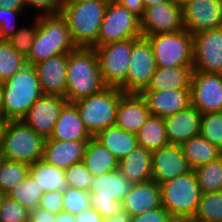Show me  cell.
<instances>
[{"instance_id": "cell-43", "label": "cell", "mask_w": 222, "mask_h": 222, "mask_svg": "<svg viewBox=\"0 0 222 222\" xmlns=\"http://www.w3.org/2000/svg\"><path fill=\"white\" fill-rule=\"evenodd\" d=\"M25 10H13L0 7V40H8L20 28L17 25L18 17H23Z\"/></svg>"}, {"instance_id": "cell-28", "label": "cell", "mask_w": 222, "mask_h": 222, "mask_svg": "<svg viewBox=\"0 0 222 222\" xmlns=\"http://www.w3.org/2000/svg\"><path fill=\"white\" fill-rule=\"evenodd\" d=\"M83 162L93 177L119 169V160L94 137L87 143Z\"/></svg>"}, {"instance_id": "cell-18", "label": "cell", "mask_w": 222, "mask_h": 222, "mask_svg": "<svg viewBox=\"0 0 222 222\" xmlns=\"http://www.w3.org/2000/svg\"><path fill=\"white\" fill-rule=\"evenodd\" d=\"M151 168L152 180L158 184L192 170L179 144H168L152 151Z\"/></svg>"}, {"instance_id": "cell-11", "label": "cell", "mask_w": 222, "mask_h": 222, "mask_svg": "<svg viewBox=\"0 0 222 222\" xmlns=\"http://www.w3.org/2000/svg\"><path fill=\"white\" fill-rule=\"evenodd\" d=\"M157 69L150 42L145 37L133 38L126 80L118 87L123 93L141 94Z\"/></svg>"}, {"instance_id": "cell-53", "label": "cell", "mask_w": 222, "mask_h": 222, "mask_svg": "<svg viewBox=\"0 0 222 222\" xmlns=\"http://www.w3.org/2000/svg\"><path fill=\"white\" fill-rule=\"evenodd\" d=\"M7 123H8L7 119L0 117V147L2 146L3 143V137Z\"/></svg>"}, {"instance_id": "cell-51", "label": "cell", "mask_w": 222, "mask_h": 222, "mask_svg": "<svg viewBox=\"0 0 222 222\" xmlns=\"http://www.w3.org/2000/svg\"><path fill=\"white\" fill-rule=\"evenodd\" d=\"M131 216L125 211H120L114 216L104 218L102 222H130Z\"/></svg>"}, {"instance_id": "cell-17", "label": "cell", "mask_w": 222, "mask_h": 222, "mask_svg": "<svg viewBox=\"0 0 222 222\" xmlns=\"http://www.w3.org/2000/svg\"><path fill=\"white\" fill-rule=\"evenodd\" d=\"M67 102L65 96L43 94L22 120L37 134L47 139L51 136L61 110Z\"/></svg>"}, {"instance_id": "cell-44", "label": "cell", "mask_w": 222, "mask_h": 222, "mask_svg": "<svg viewBox=\"0 0 222 222\" xmlns=\"http://www.w3.org/2000/svg\"><path fill=\"white\" fill-rule=\"evenodd\" d=\"M25 7L27 11L28 9H34L35 13L37 10V14L34 13L35 16H44V15H55L60 14L62 9V1L61 0H25Z\"/></svg>"}, {"instance_id": "cell-25", "label": "cell", "mask_w": 222, "mask_h": 222, "mask_svg": "<svg viewBox=\"0 0 222 222\" xmlns=\"http://www.w3.org/2000/svg\"><path fill=\"white\" fill-rule=\"evenodd\" d=\"M93 136L85 128L76 105L67 102L58 117L49 140L89 141Z\"/></svg>"}, {"instance_id": "cell-27", "label": "cell", "mask_w": 222, "mask_h": 222, "mask_svg": "<svg viewBox=\"0 0 222 222\" xmlns=\"http://www.w3.org/2000/svg\"><path fill=\"white\" fill-rule=\"evenodd\" d=\"M194 67L182 65L168 68L157 67L145 90L165 91L190 89Z\"/></svg>"}, {"instance_id": "cell-49", "label": "cell", "mask_w": 222, "mask_h": 222, "mask_svg": "<svg viewBox=\"0 0 222 222\" xmlns=\"http://www.w3.org/2000/svg\"><path fill=\"white\" fill-rule=\"evenodd\" d=\"M102 215L94 208L76 214V222H102Z\"/></svg>"}, {"instance_id": "cell-40", "label": "cell", "mask_w": 222, "mask_h": 222, "mask_svg": "<svg viewBox=\"0 0 222 222\" xmlns=\"http://www.w3.org/2000/svg\"><path fill=\"white\" fill-rule=\"evenodd\" d=\"M91 208L90 192L68 187L63 192V211L79 214Z\"/></svg>"}, {"instance_id": "cell-15", "label": "cell", "mask_w": 222, "mask_h": 222, "mask_svg": "<svg viewBox=\"0 0 222 222\" xmlns=\"http://www.w3.org/2000/svg\"><path fill=\"white\" fill-rule=\"evenodd\" d=\"M190 89L191 105L201 114L222 111V74L194 70Z\"/></svg>"}, {"instance_id": "cell-37", "label": "cell", "mask_w": 222, "mask_h": 222, "mask_svg": "<svg viewBox=\"0 0 222 222\" xmlns=\"http://www.w3.org/2000/svg\"><path fill=\"white\" fill-rule=\"evenodd\" d=\"M30 164L5 160L0 168V188L7 195L13 187L29 176Z\"/></svg>"}, {"instance_id": "cell-35", "label": "cell", "mask_w": 222, "mask_h": 222, "mask_svg": "<svg viewBox=\"0 0 222 222\" xmlns=\"http://www.w3.org/2000/svg\"><path fill=\"white\" fill-rule=\"evenodd\" d=\"M190 220L222 222V191L202 193L196 213Z\"/></svg>"}, {"instance_id": "cell-31", "label": "cell", "mask_w": 222, "mask_h": 222, "mask_svg": "<svg viewBox=\"0 0 222 222\" xmlns=\"http://www.w3.org/2000/svg\"><path fill=\"white\" fill-rule=\"evenodd\" d=\"M181 148L192 169L222 157V150L211 144L202 135L182 143Z\"/></svg>"}, {"instance_id": "cell-30", "label": "cell", "mask_w": 222, "mask_h": 222, "mask_svg": "<svg viewBox=\"0 0 222 222\" xmlns=\"http://www.w3.org/2000/svg\"><path fill=\"white\" fill-rule=\"evenodd\" d=\"M94 138L105 146L119 161L138 146L136 134L112 126L99 131Z\"/></svg>"}, {"instance_id": "cell-10", "label": "cell", "mask_w": 222, "mask_h": 222, "mask_svg": "<svg viewBox=\"0 0 222 222\" xmlns=\"http://www.w3.org/2000/svg\"><path fill=\"white\" fill-rule=\"evenodd\" d=\"M140 37H142L140 18L116 1L109 0L97 42L92 47Z\"/></svg>"}, {"instance_id": "cell-29", "label": "cell", "mask_w": 222, "mask_h": 222, "mask_svg": "<svg viewBox=\"0 0 222 222\" xmlns=\"http://www.w3.org/2000/svg\"><path fill=\"white\" fill-rule=\"evenodd\" d=\"M29 175L36 181L44 193L50 191L64 192L68 188L65 170L46 163L43 159L30 164Z\"/></svg>"}, {"instance_id": "cell-14", "label": "cell", "mask_w": 222, "mask_h": 222, "mask_svg": "<svg viewBox=\"0 0 222 222\" xmlns=\"http://www.w3.org/2000/svg\"><path fill=\"white\" fill-rule=\"evenodd\" d=\"M193 67L204 73L222 74V27L193 35Z\"/></svg>"}, {"instance_id": "cell-41", "label": "cell", "mask_w": 222, "mask_h": 222, "mask_svg": "<svg viewBox=\"0 0 222 222\" xmlns=\"http://www.w3.org/2000/svg\"><path fill=\"white\" fill-rule=\"evenodd\" d=\"M65 178L68 187L83 191H89L93 176L86 168L84 162L81 161L73 164L65 170Z\"/></svg>"}, {"instance_id": "cell-7", "label": "cell", "mask_w": 222, "mask_h": 222, "mask_svg": "<svg viewBox=\"0 0 222 222\" xmlns=\"http://www.w3.org/2000/svg\"><path fill=\"white\" fill-rule=\"evenodd\" d=\"M45 140L23 120H8L1 148L6 160L32 164L43 158Z\"/></svg>"}, {"instance_id": "cell-4", "label": "cell", "mask_w": 222, "mask_h": 222, "mask_svg": "<svg viewBox=\"0 0 222 222\" xmlns=\"http://www.w3.org/2000/svg\"><path fill=\"white\" fill-rule=\"evenodd\" d=\"M109 0L62 4L61 14L77 47H92L97 42Z\"/></svg>"}, {"instance_id": "cell-55", "label": "cell", "mask_w": 222, "mask_h": 222, "mask_svg": "<svg viewBox=\"0 0 222 222\" xmlns=\"http://www.w3.org/2000/svg\"><path fill=\"white\" fill-rule=\"evenodd\" d=\"M3 110V81H0V117H2Z\"/></svg>"}, {"instance_id": "cell-59", "label": "cell", "mask_w": 222, "mask_h": 222, "mask_svg": "<svg viewBox=\"0 0 222 222\" xmlns=\"http://www.w3.org/2000/svg\"><path fill=\"white\" fill-rule=\"evenodd\" d=\"M6 194L1 190V188H0V205H1V202H2V200H3V198H4V196H5Z\"/></svg>"}, {"instance_id": "cell-23", "label": "cell", "mask_w": 222, "mask_h": 222, "mask_svg": "<svg viewBox=\"0 0 222 222\" xmlns=\"http://www.w3.org/2000/svg\"><path fill=\"white\" fill-rule=\"evenodd\" d=\"M88 141H59L46 139L43 160L66 170L75 163L83 161Z\"/></svg>"}, {"instance_id": "cell-47", "label": "cell", "mask_w": 222, "mask_h": 222, "mask_svg": "<svg viewBox=\"0 0 222 222\" xmlns=\"http://www.w3.org/2000/svg\"><path fill=\"white\" fill-rule=\"evenodd\" d=\"M119 5L127 8L131 13L141 18L144 13L145 5L144 0H114Z\"/></svg>"}, {"instance_id": "cell-22", "label": "cell", "mask_w": 222, "mask_h": 222, "mask_svg": "<svg viewBox=\"0 0 222 222\" xmlns=\"http://www.w3.org/2000/svg\"><path fill=\"white\" fill-rule=\"evenodd\" d=\"M151 113L146 99L137 93H125L119 102L115 126L137 133Z\"/></svg>"}, {"instance_id": "cell-58", "label": "cell", "mask_w": 222, "mask_h": 222, "mask_svg": "<svg viewBox=\"0 0 222 222\" xmlns=\"http://www.w3.org/2000/svg\"><path fill=\"white\" fill-rule=\"evenodd\" d=\"M175 3L183 6L187 1H190V0H173Z\"/></svg>"}, {"instance_id": "cell-57", "label": "cell", "mask_w": 222, "mask_h": 222, "mask_svg": "<svg viewBox=\"0 0 222 222\" xmlns=\"http://www.w3.org/2000/svg\"><path fill=\"white\" fill-rule=\"evenodd\" d=\"M5 160L6 159H5V156H4V152H3L2 148L0 147V168H1V166L4 163Z\"/></svg>"}, {"instance_id": "cell-13", "label": "cell", "mask_w": 222, "mask_h": 222, "mask_svg": "<svg viewBox=\"0 0 222 222\" xmlns=\"http://www.w3.org/2000/svg\"><path fill=\"white\" fill-rule=\"evenodd\" d=\"M142 36L178 32L184 29L182 6L173 0L145 7L140 18Z\"/></svg>"}, {"instance_id": "cell-39", "label": "cell", "mask_w": 222, "mask_h": 222, "mask_svg": "<svg viewBox=\"0 0 222 222\" xmlns=\"http://www.w3.org/2000/svg\"><path fill=\"white\" fill-rule=\"evenodd\" d=\"M34 18L33 23H30L31 25L29 23V26L21 25L19 30L7 40V42L25 58L30 53L31 45L34 42L38 29V16Z\"/></svg>"}, {"instance_id": "cell-42", "label": "cell", "mask_w": 222, "mask_h": 222, "mask_svg": "<svg viewBox=\"0 0 222 222\" xmlns=\"http://www.w3.org/2000/svg\"><path fill=\"white\" fill-rule=\"evenodd\" d=\"M30 211L5 195L0 205V222H29Z\"/></svg>"}, {"instance_id": "cell-20", "label": "cell", "mask_w": 222, "mask_h": 222, "mask_svg": "<svg viewBox=\"0 0 222 222\" xmlns=\"http://www.w3.org/2000/svg\"><path fill=\"white\" fill-rule=\"evenodd\" d=\"M202 114L192 105L164 117L169 144H179L200 135Z\"/></svg>"}, {"instance_id": "cell-60", "label": "cell", "mask_w": 222, "mask_h": 222, "mask_svg": "<svg viewBox=\"0 0 222 222\" xmlns=\"http://www.w3.org/2000/svg\"><path fill=\"white\" fill-rule=\"evenodd\" d=\"M171 222H189V220H177V219H173Z\"/></svg>"}, {"instance_id": "cell-33", "label": "cell", "mask_w": 222, "mask_h": 222, "mask_svg": "<svg viewBox=\"0 0 222 222\" xmlns=\"http://www.w3.org/2000/svg\"><path fill=\"white\" fill-rule=\"evenodd\" d=\"M202 193L222 191V157L193 169Z\"/></svg>"}, {"instance_id": "cell-26", "label": "cell", "mask_w": 222, "mask_h": 222, "mask_svg": "<svg viewBox=\"0 0 222 222\" xmlns=\"http://www.w3.org/2000/svg\"><path fill=\"white\" fill-rule=\"evenodd\" d=\"M152 152L138 145L119 161V171L131 183L152 180Z\"/></svg>"}, {"instance_id": "cell-50", "label": "cell", "mask_w": 222, "mask_h": 222, "mask_svg": "<svg viewBox=\"0 0 222 222\" xmlns=\"http://www.w3.org/2000/svg\"><path fill=\"white\" fill-rule=\"evenodd\" d=\"M0 7L13 10H26L25 0H0Z\"/></svg>"}, {"instance_id": "cell-16", "label": "cell", "mask_w": 222, "mask_h": 222, "mask_svg": "<svg viewBox=\"0 0 222 222\" xmlns=\"http://www.w3.org/2000/svg\"><path fill=\"white\" fill-rule=\"evenodd\" d=\"M182 13L184 29L191 35L222 27V0H190Z\"/></svg>"}, {"instance_id": "cell-24", "label": "cell", "mask_w": 222, "mask_h": 222, "mask_svg": "<svg viewBox=\"0 0 222 222\" xmlns=\"http://www.w3.org/2000/svg\"><path fill=\"white\" fill-rule=\"evenodd\" d=\"M122 202L123 210L130 216L159 208L162 206L160 184L153 180L134 184Z\"/></svg>"}, {"instance_id": "cell-2", "label": "cell", "mask_w": 222, "mask_h": 222, "mask_svg": "<svg viewBox=\"0 0 222 222\" xmlns=\"http://www.w3.org/2000/svg\"><path fill=\"white\" fill-rule=\"evenodd\" d=\"M43 94L34 65L25 64L11 78L3 81L2 117L22 120Z\"/></svg>"}, {"instance_id": "cell-5", "label": "cell", "mask_w": 222, "mask_h": 222, "mask_svg": "<svg viewBox=\"0 0 222 222\" xmlns=\"http://www.w3.org/2000/svg\"><path fill=\"white\" fill-rule=\"evenodd\" d=\"M161 204L173 219L193 218L202 192L193 169L181 176L160 184Z\"/></svg>"}, {"instance_id": "cell-52", "label": "cell", "mask_w": 222, "mask_h": 222, "mask_svg": "<svg viewBox=\"0 0 222 222\" xmlns=\"http://www.w3.org/2000/svg\"><path fill=\"white\" fill-rule=\"evenodd\" d=\"M55 222H76V215L61 211L56 214Z\"/></svg>"}, {"instance_id": "cell-61", "label": "cell", "mask_w": 222, "mask_h": 222, "mask_svg": "<svg viewBox=\"0 0 222 222\" xmlns=\"http://www.w3.org/2000/svg\"><path fill=\"white\" fill-rule=\"evenodd\" d=\"M189 222H204V221H201V220H189Z\"/></svg>"}, {"instance_id": "cell-21", "label": "cell", "mask_w": 222, "mask_h": 222, "mask_svg": "<svg viewBox=\"0 0 222 222\" xmlns=\"http://www.w3.org/2000/svg\"><path fill=\"white\" fill-rule=\"evenodd\" d=\"M141 95L146 99L151 115L163 118L191 105V89L144 90Z\"/></svg>"}, {"instance_id": "cell-56", "label": "cell", "mask_w": 222, "mask_h": 222, "mask_svg": "<svg viewBox=\"0 0 222 222\" xmlns=\"http://www.w3.org/2000/svg\"><path fill=\"white\" fill-rule=\"evenodd\" d=\"M86 1H91V0H63L62 4H77Z\"/></svg>"}, {"instance_id": "cell-36", "label": "cell", "mask_w": 222, "mask_h": 222, "mask_svg": "<svg viewBox=\"0 0 222 222\" xmlns=\"http://www.w3.org/2000/svg\"><path fill=\"white\" fill-rule=\"evenodd\" d=\"M26 63V58L19 54L7 40H0V81H5L16 74Z\"/></svg>"}, {"instance_id": "cell-9", "label": "cell", "mask_w": 222, "mask_h": 222, "mask_svg": "<svg viewBox=\"0 0 222 222\" xmlns=\"http://www.w3.org/2000/svg\"><path fill=\"white\" fill-rule=\"evenodd\" d=\"M146 38L150 42L157 67L193 65V35L186 29Z\"/></svg>"}, {"instance_id": "cell-45", "label": "cell", "mask_w": 222, "mask_h": 222, "mask_svg": "<svg viewBox=\"0 0 222 222\" xmlns=\"http://www.w3.org/2000/svg\"><path fill=\"white\" fill-rule=\"evenodd\" d=\"M38 207L50 211L53 214L63 211V193L59 191L43 193Z\"/></svg>"}, {"instance_id": "cell-6", "label": "cell", "mask_w": 222, "mask_h": 222, "mask_svg": "<svg viewBox=\"0 0 222 222\" xmlns=\"http://www.w3.org/2000/svg\"><path fill=\"white\" fill-rule=\"evenodd\" d=\"M124 94L118 87H106L97 94L73 102L93 137L99 131L115 126L119 102Z\"/></svg>"}, {"instance_id": "cell-32", "label": "cell", "mask_w": 222, "mask_h": 222, "mask_svg": "<svg viewBox=\"0 0 222 222\" xmlns=\"http://www.w3.org/2000/svg\"><path fill=\"white\" fill-rule=\"evenodd\" d=\"M136 138L138 145L151 152L168 145L164 118L150 115L146 123L136 133Z\"/></svg>"}, {"instance_id": "cell-3", "label": "cell", "mask_w": 222, "mask_h": 222, "mask_svg": "<svg viewBox=\"0 0 222 222\" xmlns=\"http://www.w3.org/2000/svg\"><path fill=\"white\" fill-rule=\"evenodd\" d=\"M62 14L38 16V29L26 63L35 65L58 54L76 49Z\"/></svg>"}, {"instance_id": "cell-8", "label": "cell", "mask_w": 222, "mask_h": 222, "mask_svg": "<svg viewBox=\"0 0 222 222\" xmlns=\"http://www.w3.org/2000/svg\"><path fill=\"white\" fill-rule=\"evenodd\" d=\"M133 185L119 169L93 177L89 190L91 208L96 209L103 219L124 211L122 201Z\"/></svg>"}, {"instance_id": "cell-54", "label": "cell", "mask_w": 222, "mask_h": 222, "mask_svg": "<svg viewBox=\"0 0 222 222\" xmlns=\"http://www.w3.org/2000/svg\"><path fill=\"white\" fill-rule=\"evenodd\" d=\"M167 1H170V0H144V5L145 7H150V6H155L157 4L167 2Z\"/></svg>"}, {"instance_id": "cell-12", "label": "cell", "mask_w": 222, "mask_h": 222, "mask_svg": "<svg viewBox=\"0 0 222 222\" xmlns=\"http://www.w3.org/2000/svg\"><path fill=\"white\" fill-rule=\"evenodd\" d=\"M133 38L95 47L99 69L108 87H119L127 76Z\"/></svg>"}, {"instance_id": "cell-34", "label": "cell", "mask_w": 222, "mask_h": 222, "mask_svg": "<svg viewBox=\"0 0 222 222\" xmlns=\"http://www.w3.org/2000/svg\"><path fill=\"white\" fill-rule=\"evenodd\" d=\"M43 193L42 188H39L36 181L29 175L13 187L7 195L29 211H32L38 207Z\"/></svg>"}, {"instance_id": "cell-46", "label": "cell", "mask_w": 222, "mask_h": 222, "mask_svg": "<svg viewBox=\"0 0 222 222\" xmlns=\"http://www.w3.org/2000/svg\"><path fill=\"white\" fill-rule=\"evenodd\" d=\"M172 220L173 218L163 206L130 218V222H171Z\"/></svg>"}, {"instance_id": "cell-1", "label": "cell", "mask_w": 222, "mask_h": 222, "mask_svg": "<svg viewBox=\"0 0 222 222\" xmlns=\"http://www.w3.org/2000/svg\"><path fill=\"white\" fill-rule=\"evenodd\" d=\"M106 87L93 47H77L68 53L65 96L68 102L97 94Z\"/></svg>"}, {"instance_id": "cell-19", "label": "cell", "mask_w": 222, "mask_h": 222, "mask_svg": "<svg viewBox=\"0 0 222 222\" xmlns=\"http://www.w3.org/2000/svg\"><path fill=\"white\" fill-rule=\"evenodd\" d=\"M68 53L34 65L44 94L66 96Z\"/></svg>"}, {"instance_id": "cell-38", "label": "cell", "mask_w": 222, "mask_h": 222, "mask_svg": "<svg viewBox=\"0 0 222 222\" xmlns=\"http://www.w3.org/2000/svg\"><path fill=\"white\" fill-rule=\"evenodd\" d=\"M200 135L222 150V111L202 114Z\"/></svg>"}, {"instance_id": "cell-48", "label": "cell", "mask_w": 222, "mask_h": 222, "mask_svg": "<svg viewBox=\"0 0 222 222\" xmlns=\"http://www.w3.org/2000/svg\"><path fill=\"white\" fill-rule=\"evenodd\" d=\"M56 214L37 207L30 211L29 222H55Z\"/></svg>"}]
</instances>
